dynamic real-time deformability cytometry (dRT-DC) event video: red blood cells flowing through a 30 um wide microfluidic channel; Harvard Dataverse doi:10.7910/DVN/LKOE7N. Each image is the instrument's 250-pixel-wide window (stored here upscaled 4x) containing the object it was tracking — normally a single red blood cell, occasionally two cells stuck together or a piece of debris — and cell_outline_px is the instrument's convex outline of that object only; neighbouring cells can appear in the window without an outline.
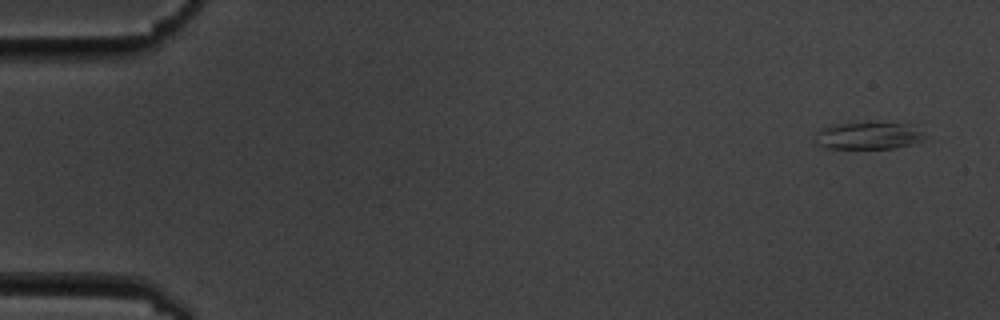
{"species": "common noctule bat (a hibernating species)", "species_latin": "Nyctalus noctula", "temperature_condition": "cold", "stored_images_in_passage": 6, "camera_frame_rate_fps": 3000, "um_per_image_px": 0.085, "animal": {"sex": "male", "body_mass_g": 19.5, "forearm_length_mm": 54.6}, "frame": {"image": 1, "passage_image": 1, "time_ms": 0.0, "image_size_px": [1000, 320], "cell_outline_px": [[928, 136], [912, 144], [896, 148], [824, 148], [816, 144], [812, 140], [812, 136], [820, 128], [832, 124], [864, 120], [908, 124], [924, 132]], "centroid_in_image_um": [73.73, 11.49], "position_along_channel_um": 11.3, "area_um2": 18.38}}